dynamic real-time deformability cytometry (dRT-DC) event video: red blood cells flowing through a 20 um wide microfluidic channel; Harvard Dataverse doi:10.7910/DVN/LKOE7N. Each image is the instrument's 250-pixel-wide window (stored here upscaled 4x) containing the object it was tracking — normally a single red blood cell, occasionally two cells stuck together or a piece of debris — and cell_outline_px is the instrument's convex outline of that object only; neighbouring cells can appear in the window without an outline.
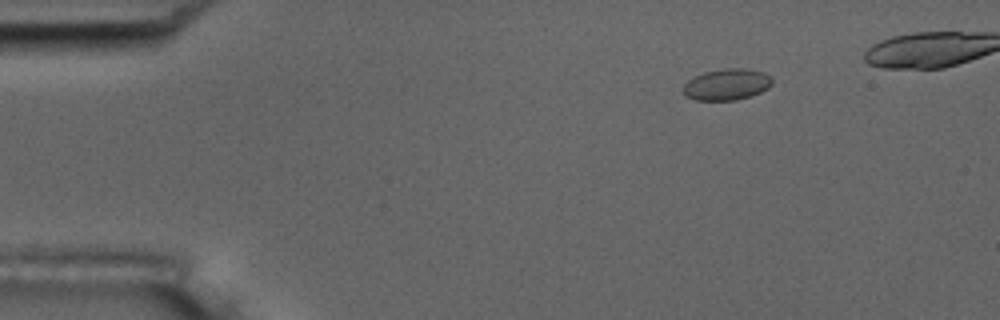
{"species": "common noctule bat (a hibernating species)", "species_latin": "Nyctalus noctula", "temperature_condition": "room temperature", "stored_images_in_passage": 4, "camera_frame_rate_fps": 3000, "um_per_image_px": 0.085, "animal": {"sex": "male", "body_mass_g": 17.5, "forearm_length_mm": 52.3}, "frame": {"image": 1, "passage_image": 1, "time_ms": 0.0, "image_size_px": [1000, 320], "cell_outline_px": [[772, 84], [768, 88], [752, 96], [736, 100], [696, 100], [684, 96], [684, 84], [688, 80], [704, 72], [724, 68], [744, 68], [764, 72], [772, 76]], "centroid_in_image_um": [61.8, 7.18], "position_along_channel_um": 23.2, "area_um2": 16.36}}